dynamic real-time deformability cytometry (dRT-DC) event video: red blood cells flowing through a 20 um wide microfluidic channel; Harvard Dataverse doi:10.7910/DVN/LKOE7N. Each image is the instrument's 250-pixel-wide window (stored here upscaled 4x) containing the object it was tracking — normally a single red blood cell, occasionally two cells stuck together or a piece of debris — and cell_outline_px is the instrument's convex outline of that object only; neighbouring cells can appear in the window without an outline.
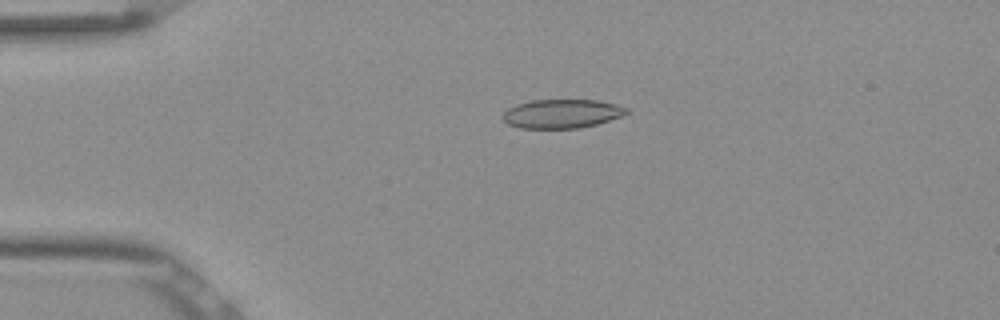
{"species": "Egyptian fruit bat (a non-hibernating species)", "species_latin": "Rousettus aegyptiacus", "temperature_condition": "room temperature", "stored_images_in_passage": 53, "camera_frame_rate_fps": 3000, "um_per_image_px": 0.085, "frame": {"image": 1, "passage_image": 12, "time_ms": 3.667, "image_size_px": [1000, 320], "cell_outline_px": [[628, 112], [620, 116], [596, 124], [580, 128], [520, 128], [508, 124], [504, 120], [504, 112], [508, 108], [516, 104], [532, 100], [596, 100], [616, 104], [628, 108]], "centroid_in_image_um": [47.74, 9.66], "position_along_channel_um": 37.3, "area_um2": 20.63}}
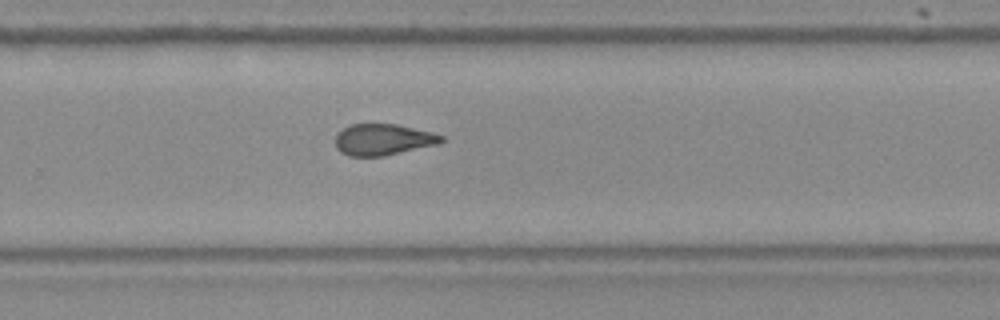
{"frame": {"image": 2, "passage_image": 35, "time_ms": 11.333, "image_size_px": [1000, 320], "cell_outline_px": [[444, 140], [440, 144], [384, 156], [348, 156], [340, 152], [336, 148], [336, 132], [352, 124], [396, 124], [432, 132], [444, 136]], "centroid_in_image_um": [32.57, 11.87], "position_along_channel_um": 297.2, "area_um2": 19.48}}
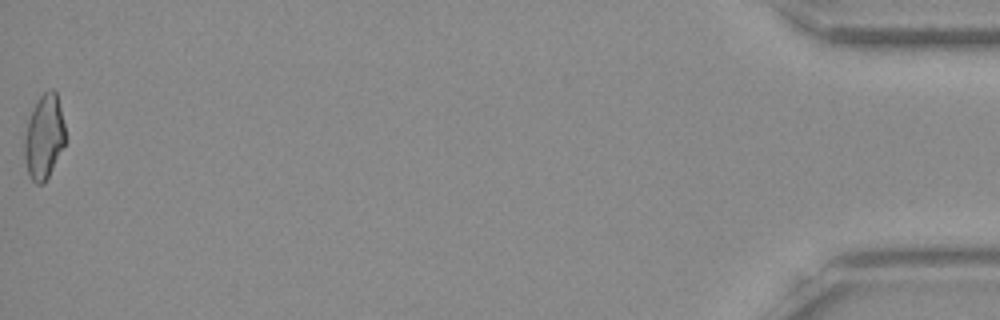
{"frame": {"image": 3, "passage_image": 53, "time_ms": 17.333, "image_size_px": [1000, 320], "cell_outline_px": [[64, 144], [44, 184], [36, 184], [32, 180], [28, 172], [24, 160], [24, 136], [28, 120], [40, 96], [48, 88], [52, 88], [56, 92], [64, 124]], "centroid_in_image_um": [3.72, 11.64], "position_along_channel_um": 431.5, "area_um2": 19.71}, "authors_computed_cell_mechanics": {"area_um2": 20.23, "velocity_mm_per_s": 3.8584, "shape_relaxation_time_tau1_ms": null, "shape_relaxation_time_tau2_ms": 1.9009, "deformation_change_tau1": null, "deformation_change_tau2": 0.0914}}